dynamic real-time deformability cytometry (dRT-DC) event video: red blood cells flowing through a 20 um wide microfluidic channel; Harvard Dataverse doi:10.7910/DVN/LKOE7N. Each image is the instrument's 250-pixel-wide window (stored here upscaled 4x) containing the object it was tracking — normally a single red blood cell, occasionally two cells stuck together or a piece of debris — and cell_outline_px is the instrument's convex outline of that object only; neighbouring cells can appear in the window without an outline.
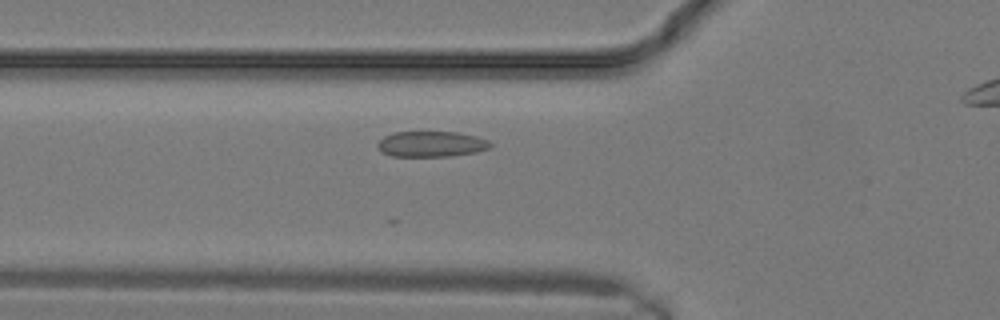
{"species": "common noctule bat (a hibernating species)", "species_latin": "Nyctalus noctula", "temperature_condition": "warm", "stored_images_in_passage": 12, "camera_frame_rate_fps": 3000, "um_per_image_px": 0.085, "animal": {"sex": "male", "body_mass_g": 19.2, "forearm_length_mm": 51.8}, "frame": {"image": 1, "passage_image": 7, "time_ms": 2.0, "image_size_px": [1000, 320], "cell_outline_px": [[492, 144], [488, 148], [476, 152], [452, 156], [392, 156], [380, 152], [376, 144], [384, 136], [392, 132], [456, 132], [476, 136], [488, 140]], "centroid_in_image_um": [36.62, 12.24], "position_along_channel_um": 89.2, "area_um2": 16.88}}
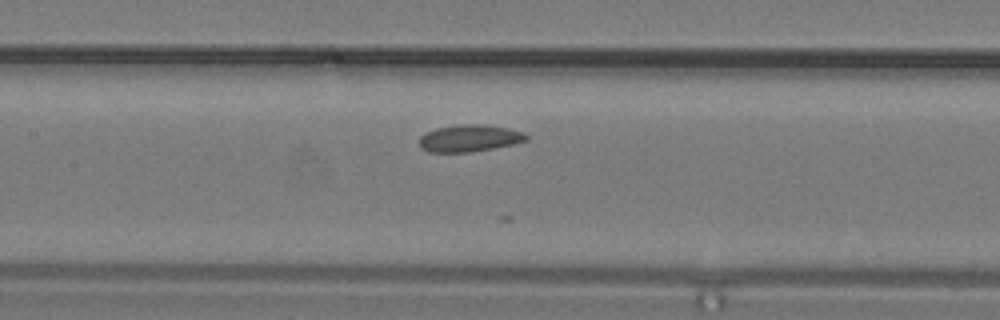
{"frame": {"image": 2, "passage_image": 10, "time_ms": 3.0, "image_size_px": [1000, 320], "cell_outline_px": [[528, 140], [512, 144], [492, 148], [468, 152], [428, 152], [420, 148], [420, 136], [424, 132], [436, 128], [460, 124], [484, 124], [508, 128], [524, 132], [528, 136]], "centroid_in_image_um": [39.88, 11.74], "position_along_channel_um": 167.5, "area_um2": 16.88}}
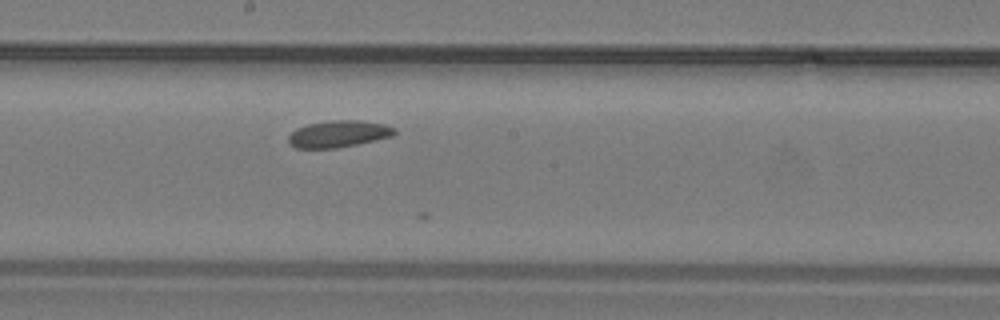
{"frame": {"image": 3, "passage_image": 12, "time_ms": 3.667, "image_size_px": [1000, 320], "cell_outline_px": [[396, 132], [392, 136], [356, 144], [336, 148], [296, 148], [288, 144], [288, 136], [296, 128], [308, 124], [332, 120], [360, 120], [384, 124], [396, 128]], "centroid_in_image_um": [28.75, 11.38], "position_along_channel_um": 219.4, "area_um2": 16.53}}